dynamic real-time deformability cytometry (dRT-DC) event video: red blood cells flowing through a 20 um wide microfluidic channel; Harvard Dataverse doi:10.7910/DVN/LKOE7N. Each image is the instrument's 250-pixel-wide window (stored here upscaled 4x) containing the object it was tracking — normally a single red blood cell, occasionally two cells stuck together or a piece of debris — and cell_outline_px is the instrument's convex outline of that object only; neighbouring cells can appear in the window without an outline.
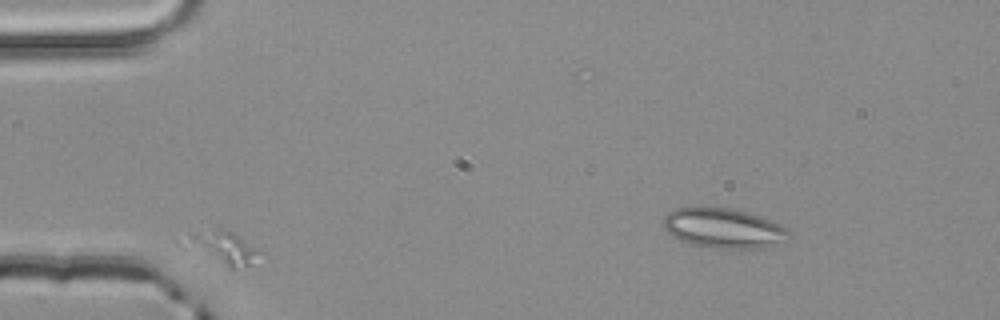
{"species": "common noctule bat (a hibernating species)", "species_latin": "Nyctalus noctula", "temperature_condition": "room temperature", "stored_images_in_passage": 3, "segment_of_instrument_passage": [2, 3], "camera_frame_rate_fps": 3000, "um_per_image_px": 0.085, "animal": {"sex": "male", "body_mass_g": 20.4}, "frame": {"image": 1, "passage_image": 2, "time_ms": 0.333, "image_size_px": [1000, 320], "cell_outline_px": [[264, 252], [248, 264], [232, 268], [228, 268], [184, 248], [176, 240], [196, 232], [212, 228], [232, 232]], "centroid_in_image_um": [18.79, 21.03], "position_along_channel_um": 66.2, "area_um2": 14.57}}